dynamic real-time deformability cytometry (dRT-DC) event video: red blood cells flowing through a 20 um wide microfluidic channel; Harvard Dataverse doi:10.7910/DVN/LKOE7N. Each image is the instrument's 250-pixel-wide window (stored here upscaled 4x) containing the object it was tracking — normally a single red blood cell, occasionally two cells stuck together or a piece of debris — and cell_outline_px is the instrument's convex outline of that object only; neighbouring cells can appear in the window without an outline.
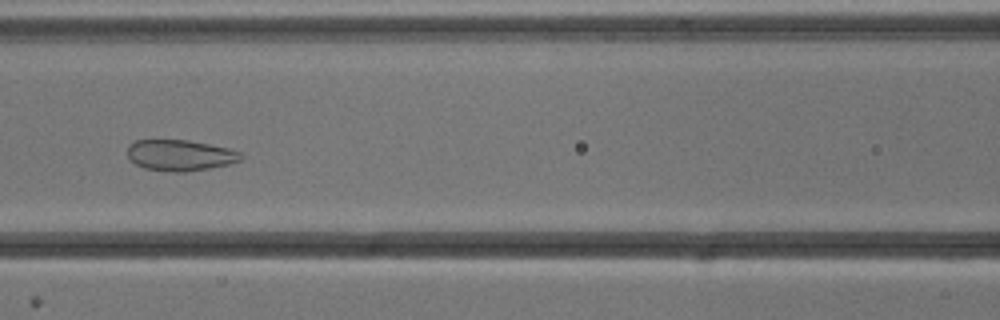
{"species": "common noctule bat (a hibernating species)", "species_latin": "Nyctalus noctula", "temperature_condition": "cold", "stored_images_in_passage": 51, "camera_frame_rate_fps": 3000, "um_per_image_px": 0.085, "animal": {"sex": "male", "body_mass_g": 13.3}, "frame": {"image": 1, "passage_image": 21, "time_ms": 6.667, "image_size_px": [1000, 320], "cell_outline_px": [[244, 156], [240, 160], [228, 164], [208, 168], [184, 172], [176, 172], [144, 168], [136, 164], [128, 156], [128, 144], [136, 140], [188, 140], [228, 148], [244, 152]], "centroid_in_image_um": [15.33, 13.19], "position_along_channel_um": 151.3, "area_um2": 20.4}}
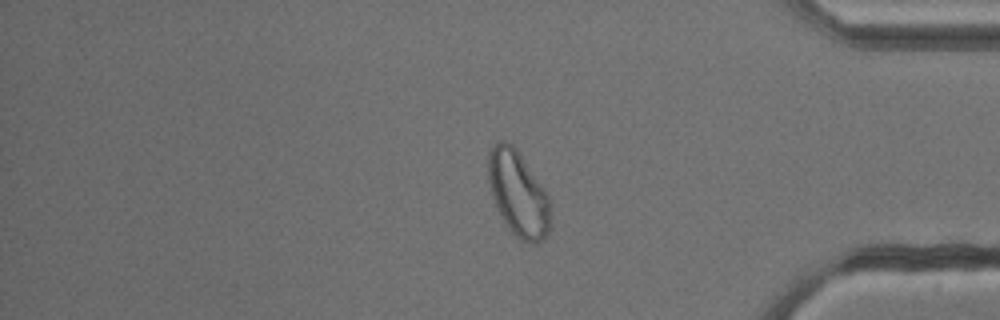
{"frame": {"image": 2, "passage_image": 42, "time_ms": 13.667, "image_size_px": [1000, 320], "cell_outline_px": [[552, 224], [544, 240], [536, 244], [532, 244], [516, 236], [508, 228], [492, 196], [488, 180], [488, 152], [492, 144], [500, 140], [508, 140], [516, 148], [544, 188], [548, 196], [552, 220]], "centroid_in_image_um": [44.06, 16.44], "position_along_channel_um": 391.1, "area_um2": 31.1}}
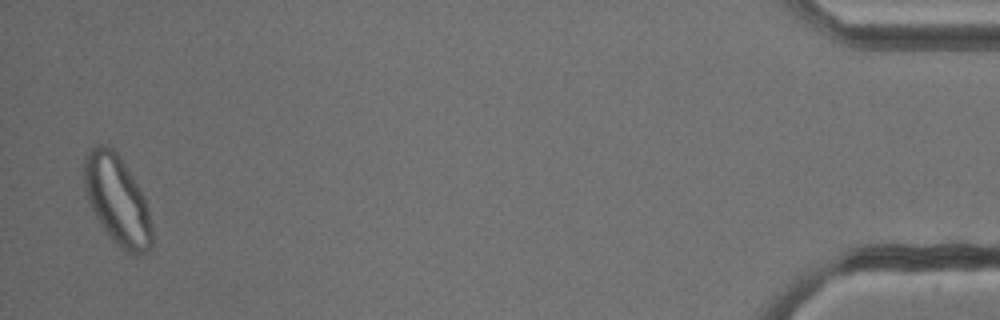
{"frame": {"image": 3, "passage_image": 50, "time_ms": 16.333, "image_size_px": [1000, 320], "cell_outline_px": [[152, 244], [144, 252], [136, 256], [132, 256], [124, 252], [112, 240], [96, 216], [88, 200], [84, 184], [84, 160], [88, 152], [96, 144], [104, 144], [112, 148], [120, 156], [140, 188], [144, 196], [152, 228]], "centroid_in_image_um": [9.97, 17.02], "position_along_channel_um": 425.2, "area_um2": 35.08}, "authors_computed_cell_mechanics": {"area_um2": 29.478, "velocity_mm_per_s": 3.7836, "shape_relaxation_time_tau1_ms": null, "shape_relaxation_time_tau2_ms": 1.021, "deformation_change_tau1": null, "deformation_change_tau2": 0.0666}}